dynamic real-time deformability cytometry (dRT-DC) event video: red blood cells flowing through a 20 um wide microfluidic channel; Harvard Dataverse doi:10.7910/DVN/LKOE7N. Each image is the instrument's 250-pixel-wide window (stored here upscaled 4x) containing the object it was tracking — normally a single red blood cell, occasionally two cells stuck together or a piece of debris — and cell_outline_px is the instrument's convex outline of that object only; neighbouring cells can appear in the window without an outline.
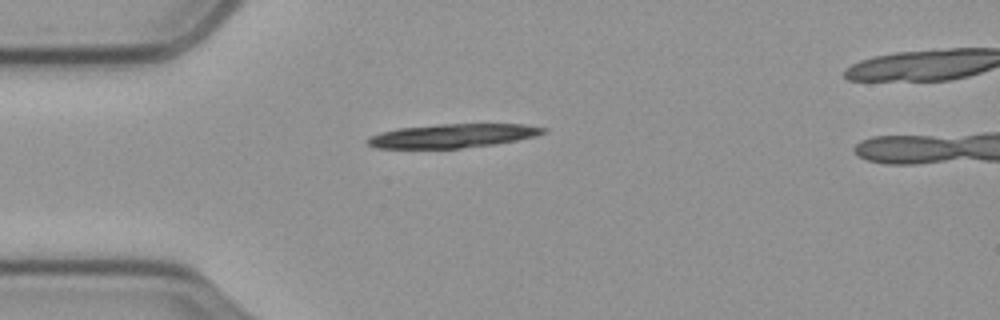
{"species": "common noctule bat (a hibernating species)", "species_latin": "Nyctalus noctula", "temperature_condition": "cold", "stored_images_in_passage": 5, "camera_frame_rate_fps": 3000, "um_per_image_px": 0.085, "animal": {"sex": "male", "body_mass_g": 23.1, "forearm_length_mm": 52.7}, "frame": {"image": 1, "passage_image": 1, "time_ms": 0.0, "image_size_px": [1000, 320], "cell_outline_px": [[548, 132], [536, 136], [496, 144], [460, 148], [376, 148], [368, 144], [364, 140], [368, 136], [380, 132], [396, 128], [440, 124], [524, 124], [548, 128]], "centroid_in_image_um": [38.47, 11.53], "position_along_channel_um": 46.5, "area_um2": 24.62}}